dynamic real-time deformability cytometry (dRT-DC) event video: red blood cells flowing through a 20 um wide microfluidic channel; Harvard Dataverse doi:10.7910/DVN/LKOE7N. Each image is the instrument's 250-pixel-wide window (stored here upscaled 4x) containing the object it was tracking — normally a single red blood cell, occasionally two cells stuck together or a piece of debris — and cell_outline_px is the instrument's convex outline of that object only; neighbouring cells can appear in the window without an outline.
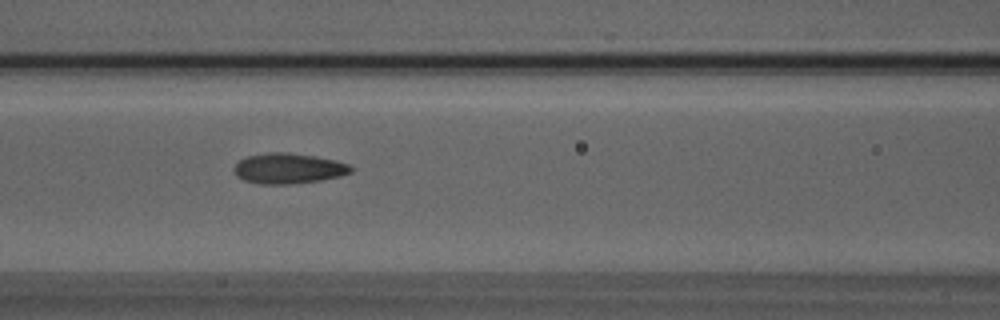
{"species": "Egyptian fruit bat (a non-hibernating species)", "species_latin": "Rousettus aegyptiacus", "temperature_condition": "room temperature", "stored_images_in_passage": 26, "camera_frame_rate_fps": 3000, "um_per_image_px": 0.085, "animal": {"sex": "male"}, "frame": {"image": 1, "passage_image": 7, "time_ms": 2.0, "image_size_px": [1000, 320], "cell_outline_px": [[352, 172], [340, 176], [320, 180], [288, 184], [260, 184], [244, 180], [236, 176], [232, 168], [240, 160], [248, 156], [268, 152], [288, 152], [316, 156], [336, 160], [348, 164], [352, 168]], "centroid_in_image_um": [24.5, 14.31], "position_along_channel_um": 142.1, "area_um2": 20.75}}
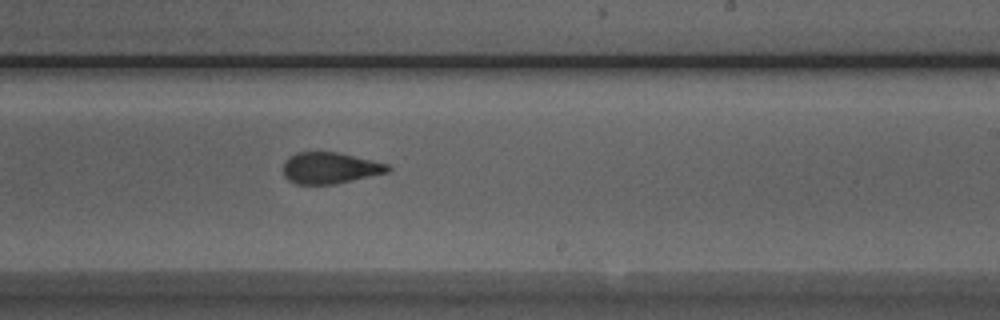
{"frame": {"image": 2, "passage_image": 16, "time_ms": 5.0, "image_size_px": [1000, 320], "cell_outline_px": [[392, 168], [388, 172], [336, 184], [296, 184], [288, 180], [284, 176], [284, 160], [288, 156], [296, 152], [336, 152], [388, 164]], "centroid_in_image_um": [28.02, 14.28], "position_along_channel_um": 261.0, "area_um2": 19.07}}
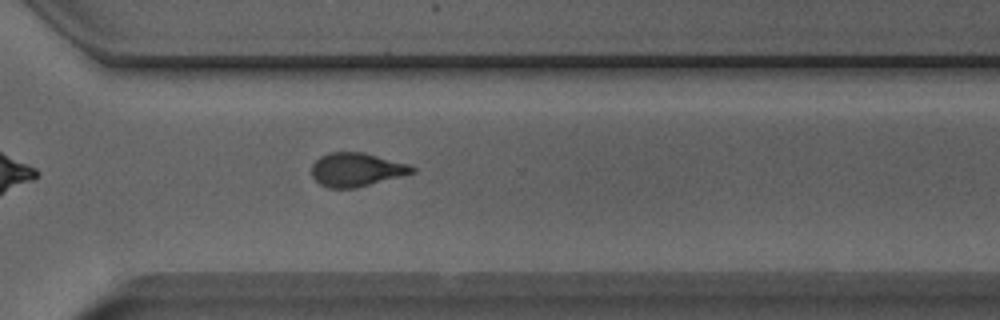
{"frame": {"image": 3, "passage_image": 22, "time_ms": 7.0, "image_size_px": [1000, 320], "cell_outline_px": [[416, 172], [356, 188], [328, 188], [320, 184], [312, 176], [312, 164], [320, 156], [328, 152], [364, 152], [408, 164], [416, 168]], "centroid_in_image_um": [30.29, 14.41], "position_along_channel_um": 340.3, "area_um2": 19.71}, "authors_computed_cell_mechanics": {"area_um2": 19.9699, "velocity_mm_per_s": 3.9762, "shape_relaxation_time_tau1_ms": 6.7666, "shape_relaxation_time_tau2_ms": 1.8547, "deformation_change_tau1": 0.1731, "deformation_change_tau2": 0.0981}}